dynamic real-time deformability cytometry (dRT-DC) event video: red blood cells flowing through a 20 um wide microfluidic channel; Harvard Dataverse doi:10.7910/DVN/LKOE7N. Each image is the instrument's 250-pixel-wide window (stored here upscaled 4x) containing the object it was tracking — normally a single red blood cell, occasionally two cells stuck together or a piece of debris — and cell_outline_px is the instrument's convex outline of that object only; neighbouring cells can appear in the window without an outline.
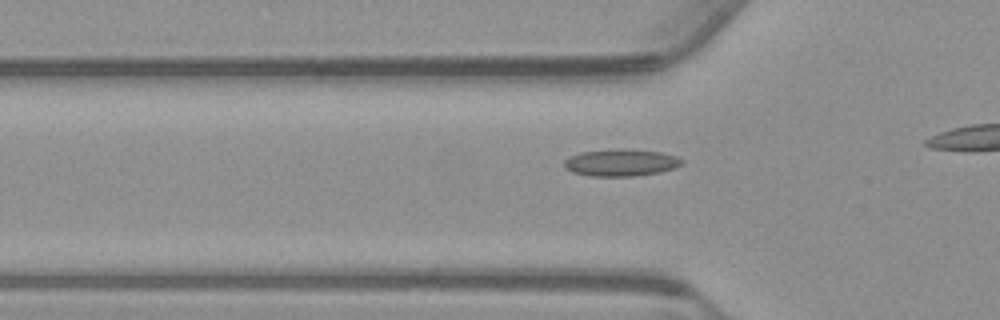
{"species": "common noctule bat (a hibernating species)", "species_latin": "Nyctalus noctula", "temperature_condition": "warm", "stored_images_in_passage": 14, "camera_frame_rate_fps": 3000, "um_per_image_px": 0.085, "animal": {"sex": "male", "body_mass_g": 23.1, "forearm_length_mm": 52.7}, "frame": {"image": 1, "passage_image": 8, "time_ms": 2.333, "image_size_px": [1000, 320], "cell_outline_px": [[684, 164], [676, 168], [660, 172], [636, 176], [588, 176], [572, 172], [564, 168], [564, 160], [568, 156], [580, 152], [620, 148], [624, 148], [660, 152], [676, 156], [684, 160]], "centroid_in_image_um": [52.78, 13.82], "position_along_channel_um": 73.0, "area_um2": 18.9}}
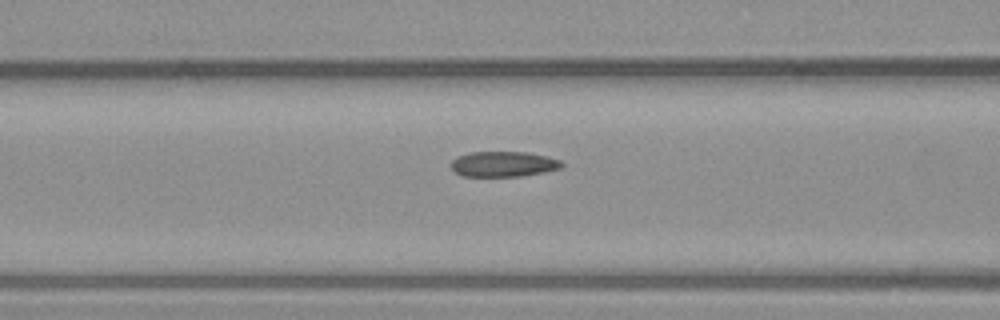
{"frame": {"image": 2, "passage_image": 12, "time_ms": 3.667, "image_size_px": [1000, 320], "cell_outline_px": [[564, 164], [560, 168], [544, 172], [520, 176], [460, 176], [452, 168], [452, 160], [456, 156], [468, 152], [528, 152], [548, 156], [560, 160]], "centroid_in_image_um": [42.79, 13.94], "position_along_channel_um": 123.8, "area_um2": 16.42}}